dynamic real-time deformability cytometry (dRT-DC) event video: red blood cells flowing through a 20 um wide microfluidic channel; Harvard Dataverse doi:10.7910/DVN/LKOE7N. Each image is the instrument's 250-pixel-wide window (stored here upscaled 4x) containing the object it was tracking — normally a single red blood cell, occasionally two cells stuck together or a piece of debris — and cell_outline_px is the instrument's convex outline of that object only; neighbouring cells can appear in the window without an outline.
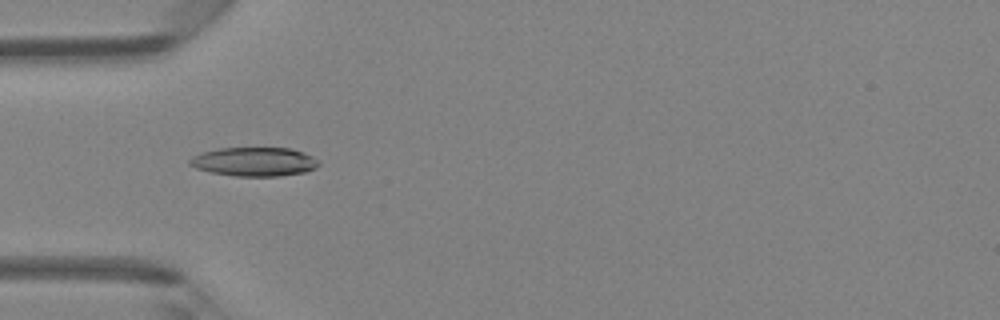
{"species": "Egyptian fruit bat (a non-hibernating species)", "species_latin": "Rousettus aegyptiacus", "temperature_condition": "room temperature", "stored_images_in_passage": 5, "camera_frame_rate_fps": 3000, "um_per_image_px": 0.085, "animal": {"sex": "female"}, "frame": {"image": 1, "passage_image": 4, "time_ms": 1.0, "image_size_px": [1000, 320], "cell_outline_px": [[320, 164], [316, 168], [304, 172], [280, 176], [236, 176], [212, 172], [196, 168], [188, 164], [188, 160], [192, 156], [204, 152], [220, 148], [288, 148], [304, 152], [320, 160]], "centroid_in_image_um": [21.64, 13.74], "position_along_channel_um": 63.4, "area_um2": 21.73}}
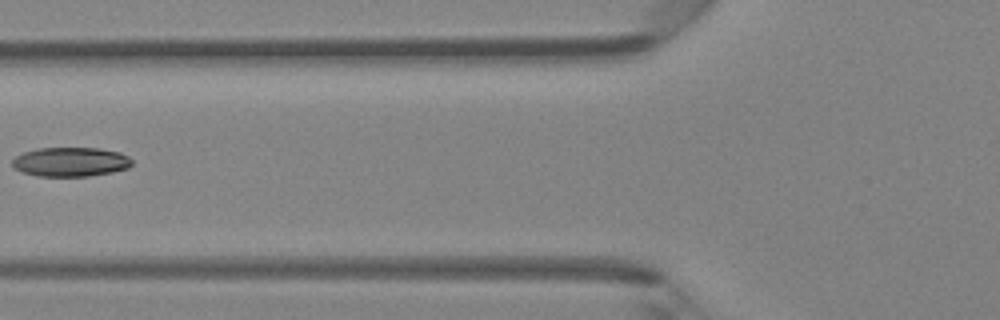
{"frame": {"image": 2, "passage_image": 5, "time_ms": 1.333, "image_size_px": [1000, 320], "cell_outline_px": [[132, 164], [128, 168], [112, 172], [88, 176], [36, 176], [20, 172], [12, 164], [12, 160], [16, 156], [24, 152], [40, 148], [100, 148], [120, 152], [128, 156], [132, 160]], "centroid_in_image_um": [6.01, 13.76], "position_along_channel_um": 119.8, "area_um2": 20.46}}